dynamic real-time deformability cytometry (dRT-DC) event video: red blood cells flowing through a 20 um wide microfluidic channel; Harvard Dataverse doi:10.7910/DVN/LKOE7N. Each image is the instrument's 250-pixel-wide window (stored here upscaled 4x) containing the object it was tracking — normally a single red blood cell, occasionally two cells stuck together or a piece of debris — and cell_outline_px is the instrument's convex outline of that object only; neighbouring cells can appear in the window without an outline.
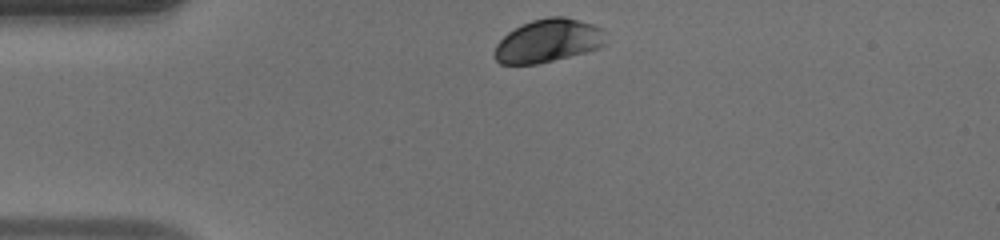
{"species": "human", "species_latin": "Homo sapiens", "temperature_condition": "warm", "stored_images_in_passage": 29, "camera_frame_rate_fps": 3000, "um_per_image_px": 0.085, "donor": {"sex": "male"}, "frame": {"image": 1, "passage_image": 1, "time_ms": 0.0, "image_size_px": [1000, 240], "cell_outline_px": [[604, 44], [600, 48], [536, 64], [500, 64], [492, 56], [492, 52], [496, 44], [508, 32], [532, 20], [548, 16], [564, 16], [592, 24], [600, 28], [604, 32]], "centroid_in_image_um": [46.54, 3.47], "position_along_channel_um": 38.5, "area_um2": 27.8}}
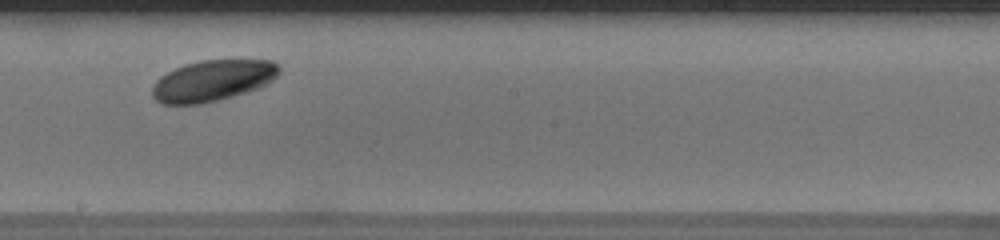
{"frame": {"image": 2, "passage_image": 18, "time_ms": 5.667, "image_size_px": [1000, 240], "cell_outline_px": [[280, 72], [272, 80], [260, 88], [232, 96], [200, 104], [160, 104], [152, 96], [152, 84], [160, 76], [184, 64], [200, 60], [272, 60], [280, 68]], "centroid_in_image_um": [18.05, 6.85], "position_along_channel_um": 230.1, "area_um2": 30.4}}
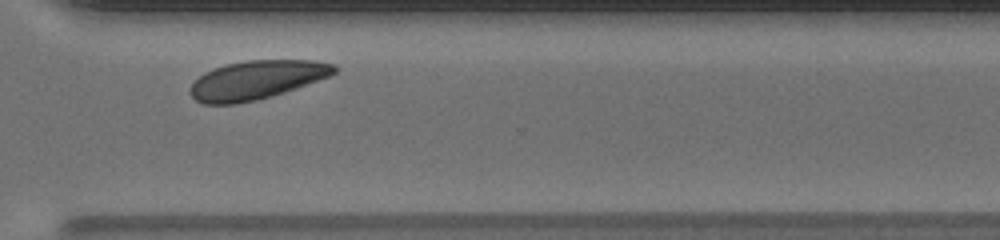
{"frame": {"image": 3, "passage_image": 27, "time_ms": 8.667, "image_size_px": [1000, 240], "cell_outline_px": [[336, 72], [328, 76], [284, 92], [272, 96], [256, 100], [236, 104], [204, 104], [196, 100], [188, 92], [192, 84], [204, 72], [224, 64], [244, 60], [316, 60], [336, 64]], "centroid_in_image_um": [21.78, 6.78], "position_along_channel_um": 348.8, "area_um2": 32.43}, "authors_computed_cell_mechanics": {"area_um2": 29.5358, "velocity_mm_per_s": 3.9538, "shape_relaxation_time_tau1_ms": 0.7952, "shape_relaxation_time_tau2_ms": null, "deformation_change_tau1": 0.0539, "deformation_change_tau2": null}}